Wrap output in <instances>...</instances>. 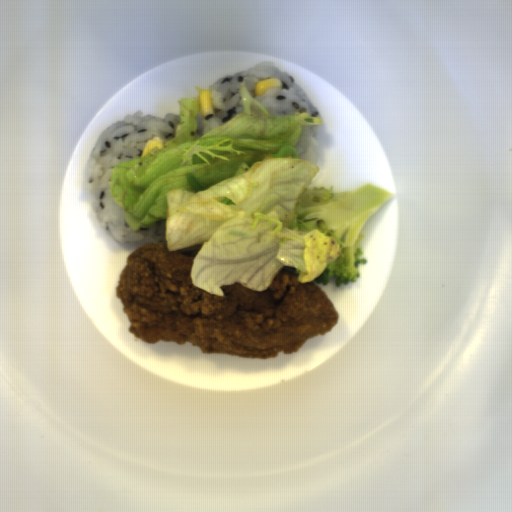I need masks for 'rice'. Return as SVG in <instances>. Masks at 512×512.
I'll return each instance as SVG.
<instances>
[{"label": "rice", "instance_id": "652b925c", "mask_svg": "<svg viewBox=\"0 0 512 512\" xmlns=\"http://www.w3.org/2000/svg\"><path fill=\"white\" fill-rule=\"evenodd\" d=\"M181 115L166 113L158 118L143 111L127 114L112 122L94 143L88 158L85 188L94 198L97 222L117 243L139 242L166 244V225L157 220L150 228L133 232L125 221L124 211L113 199L108 180L114 166L134 158H142L150 139L159 137L164 144L175 138Z\"/></svg>", "mask_w": 512, "mask_h": 512}, {"label": "rice", "instance_id": "023b6e5f", "mask_svg": "<svg viewBox=\"0 0 512 512\" xmlns=\"http://www.w3.org/2000/svg\"><path fill=\"white\" fill-rule=\"evenodd\" d=\"M268 77L280 79L283 87L267 90L262 96L254 95L257 82ZM244 83L253 96L271 115L306 113L320 119L314 103L292 74L281 71L273 62L259 61L252 67L230 74L217 80L210 90L213 113L196 117L197 133L195 140L219 127L223 123L244 112L240 86Z\"/></svg>", "mask_w": 512, "mask_h": 512}, {"label": "rice", "instance_id": "8eca5e8b", "mask_svg": "<svg viewBox=\"0 0 512 512\" xmlns=\"http://www.w3.org/2000/svg\"><path fill=\"white\" fill-rule=\"evenodd\" d=\"M318 125L302 126L301 136L294 147L296 148L298 159H307L316 165L320 162V150L317 140L319 133Z\"/></svg>", "mask_w": 512, "mask_h": 512}]
</instances>
